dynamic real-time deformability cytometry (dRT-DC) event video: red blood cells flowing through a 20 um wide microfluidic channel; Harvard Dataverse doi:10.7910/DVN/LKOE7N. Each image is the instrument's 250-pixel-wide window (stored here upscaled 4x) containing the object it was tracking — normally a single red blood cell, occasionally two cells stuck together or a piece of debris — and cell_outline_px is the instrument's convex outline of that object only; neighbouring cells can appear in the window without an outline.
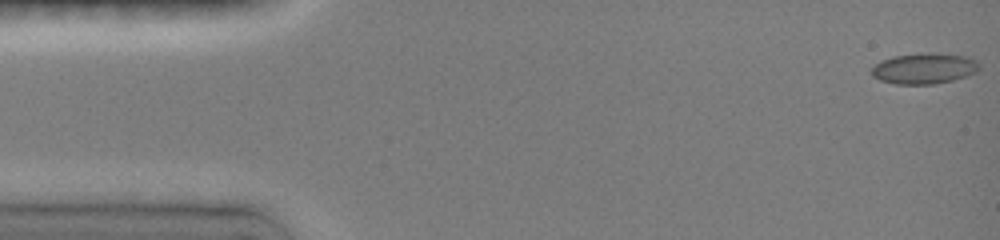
{"species": "common noctule bat (a hibernating species)", "species_latin": "Nyctalus noctula", "temperature_condition": "room temperature", "stored_images_in_passage": 11, "segment_of_instrument_passage": [1, 2], "camera_frame_rate_fps": 3000, "um_per_image_px": 0.085, "animal": {"sex": "female", "body_mass_g": 19.0, "forearm_length_mm": 51.5}, "frame": {"image": 1, "passage_image": 1, "time_ms": 0.0, "image_size_px": [1000, 240], "cell_outline_px": [[980, 68], [976, 72], [952, 80], [932, 84], [896, 84], [880, 80], [872, 76], [872, 68], [880, 60], [892, 56], [924, 52], [936, 52], [964, 56], [976, 60], [980, 64]], "centroid_in_image_um": [78.54, 5.8], "position_along_channel_um": 6.5, "area_um2": 19.42}}
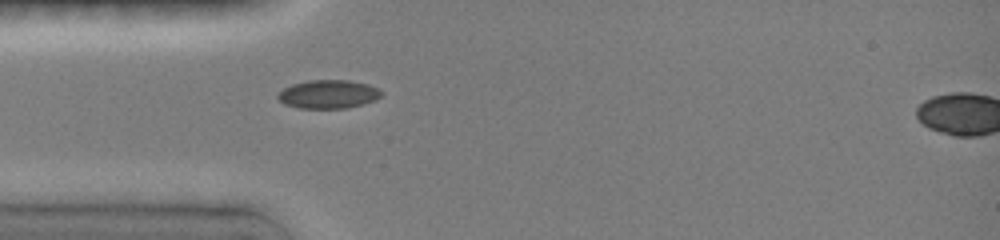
{"frame": {"image": 2, "passage_image": 10, "time_ms": 4.333, "image_size_px": [1000, 240], "cell_outline_px": [[384, 92], [376, 100], [344, 108], [300, 108], [284, 104], [276, 96], [284, 88], [292, 84], [308, 80], [348, 80], [364, 84], [376, 88]], "centroid_in_image_um": [27.88, 8.0], "position_along_channel_um": 57.1, "area_um2": 16.94}}